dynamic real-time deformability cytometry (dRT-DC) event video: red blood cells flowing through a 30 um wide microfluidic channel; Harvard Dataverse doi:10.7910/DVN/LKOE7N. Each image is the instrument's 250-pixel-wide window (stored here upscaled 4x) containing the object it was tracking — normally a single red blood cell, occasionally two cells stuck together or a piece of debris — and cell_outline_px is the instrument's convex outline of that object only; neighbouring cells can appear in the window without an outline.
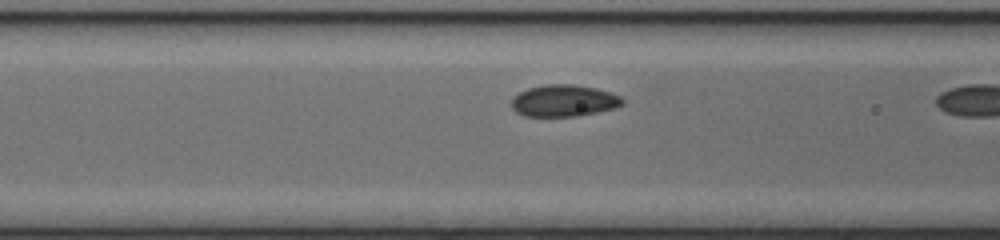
{"species": "common noctule bat (a hibernating species)", "species_latin": "Nyctalus noctula", "temperature_condition": "cold", "stored_images_in_passage": 8, "camera_frame_rate_fps": 3000, "um_per_image_px": 0.085, "animal": {"sex": "female", "body_mass_g": 17.0, "forearm_length_mm": 48.0}, "frame": {"image": 1, "passage_image": 7, "time_ms": 2.0, "image_size_px": [1000, 240], "cell_outline_px": [[624, 104], [616, 108], [576, 116], [524, 116], [516, 112], [512, 108], [512, 96], [528, 88], [544, 84], [572, 84], [596, 88], [620, 96], [624, 100]], "centroid_in_image_um": [47.91, 8.56], "position_along_channel_um": 118.7, "area_um2": 20.58}}